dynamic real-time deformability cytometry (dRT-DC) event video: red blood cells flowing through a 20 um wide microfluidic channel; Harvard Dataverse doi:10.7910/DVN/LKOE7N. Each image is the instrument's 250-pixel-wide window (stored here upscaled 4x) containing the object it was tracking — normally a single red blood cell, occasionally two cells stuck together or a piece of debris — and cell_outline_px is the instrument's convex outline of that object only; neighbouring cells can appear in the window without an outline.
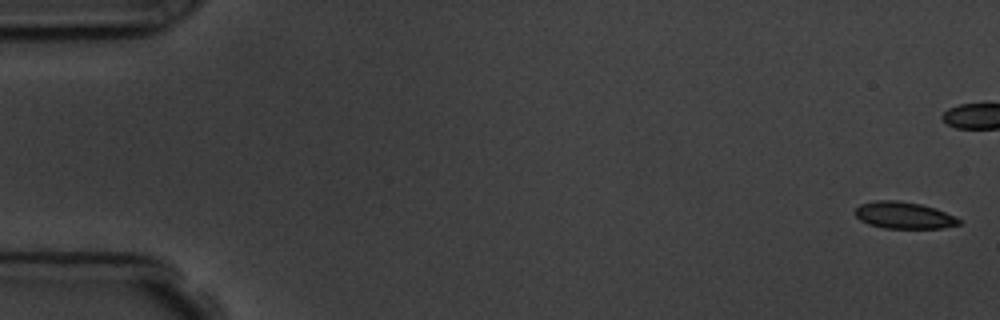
{"species": "common noctule bat (a hibernating species)", "species_latin": "Nyctalus noctula", "temperature_condition": "room temperature", "stored_images_in_passage": 8, "camera_frame_rate_fps": 3000, "um_per_image_px": 0.085, "animal": {"sex": "male", "body_mass_g": 19.5, "forearm_length_mm": 54.6}, "frame": {"image": 1, "passage_image": 1, "time_ms": 0.0, "image_size_px": [1000, 320], "cell_outline_px": [[960, 224], [944, 228], [884, 228], [868, 224], [860, 220], [856, 216], [856, 208], [860, 204], [876, 200], [896, 200], [920, 204], [936, 208], [956, 216], [960, 220]], "centroid_in_image_um": [76.84, 18.3], "position_along_channel_um": 8.2, "area_um2": 16.24}}